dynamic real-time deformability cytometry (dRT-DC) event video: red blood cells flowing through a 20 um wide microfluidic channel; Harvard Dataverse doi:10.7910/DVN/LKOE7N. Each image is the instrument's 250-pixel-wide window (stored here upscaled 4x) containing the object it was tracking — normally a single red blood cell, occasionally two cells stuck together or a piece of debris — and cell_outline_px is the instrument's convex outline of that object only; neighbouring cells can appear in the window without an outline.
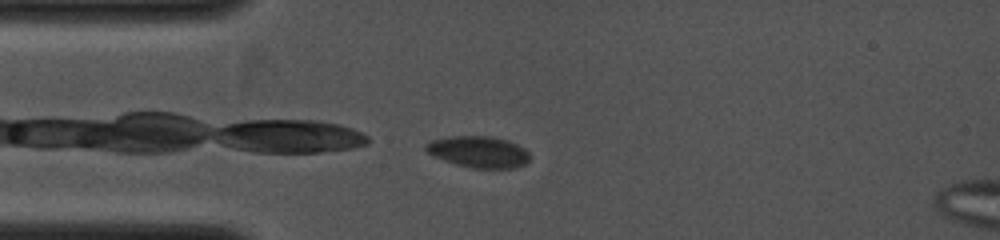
{"species": "common noctule bat (a hibernating species)", "species_latin": "Nyctalus noctula", "temperature_condition": "cold", "stored_images_in_passage": 54, "camera_frame_rate_fps": 4000, "um_per_image_px": 0.085, "animal": {"sex": "female", "body_mass_g": 19.0, "forearm_length_mm": 53.3}, "frame": {"image": 1, "passage_image": 1, "time_ms": 0.0, "image_size_px": [1000, 240], "cell_outline_px": [[528, 160], [524, 164], [516, 168], [472, 168], [456, 164], [444, 160], [428, 152], [424, 148], [424, 144], [432, 140], [452, 136], [492, 136], [508, 140], [524, 148], [528, 152]], "centroid_in_image_um": [40.68, 12.9], "position_along_channel_um": 44.3, "area_um2": 18.9}}
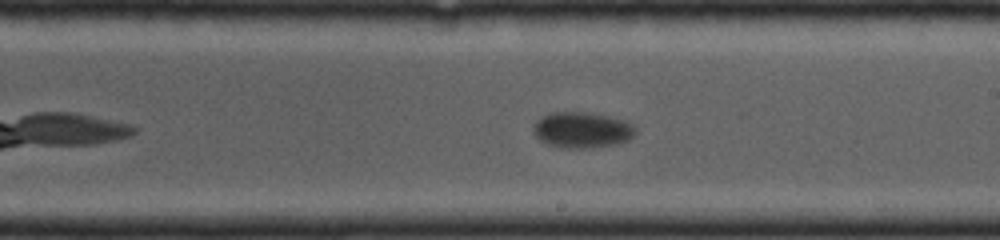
{"frame": {"image": 2, "passage_image": 20, "time_ms": 4.5, "image_size_px": [1000, 240], "cell_outline_px": [[636, 132], [628, 140], [620, 144], [588, 148], [560, 148], [548, 144], [540, 140], [532, 132], [532, 128], [536, 120], [540, 116], [552, 112], [576, 112], [604, 116], [628, 120], [636, 124]], "centroid_in_image_um": [49.48, 11.06], "position_along_channel_um": 239.5, "area_um2": 21.62}}
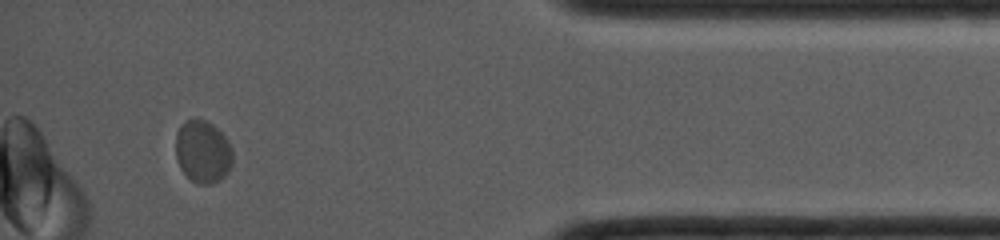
{"frame": {"image": 3, "passage_image": 45, "time_ms": 9.0, "image_size_px": [1000, 240], "cell_outline_px": [[232, 164], [228, 172], [220, 180], [212, 184], [200, 184], [192, 180], [180, 168], [176, 156], [176, 132], [180, 124], [184, 120], [204, 120], [212, 124], [228, 140], [232, 148]], "centroid_in_image_um": [17.24, 12.89], "position_along_channel_um": 418.0, "area_um2": 20.75}}